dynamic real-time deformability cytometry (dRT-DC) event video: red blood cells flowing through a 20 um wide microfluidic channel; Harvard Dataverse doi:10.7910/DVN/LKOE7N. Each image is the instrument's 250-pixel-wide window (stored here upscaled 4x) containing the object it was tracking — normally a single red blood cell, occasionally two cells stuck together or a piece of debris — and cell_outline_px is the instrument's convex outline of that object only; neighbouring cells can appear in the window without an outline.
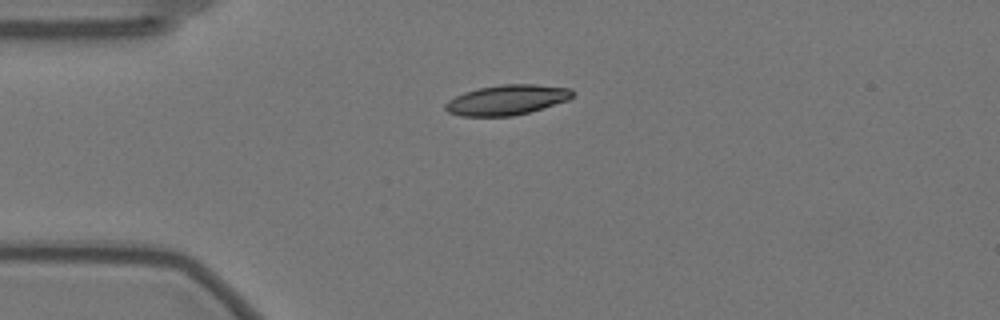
{"species": "Egyptian fruit bat (a non-hibernating species)", "species_latin": "Rousettus aegyptiacus", "temperature_condition": "warm", "stored_images_in_passage": 37, "camera_frame_rate_fps": 3000, "um_per_image_px": 0.085, "animal": {"sex": "female"}, "frame": {"image": 1, "passage_image": 1, "time_ms": 0.0, "image_size_px": [1000, 320], "cell_outline_px": [[572, 96], [568, 100], [528, 112], [512, 116], [460, 116], [448, 112], [444, 108], [444, 104], [448, 100], [464, 92], [480, 88], [504, 84], [536, 84], [572, 88]], "centroid_in_image_um": [43.06, 8.49], "position_along_channel_um": 41.9, "area_um2": 22.14}}
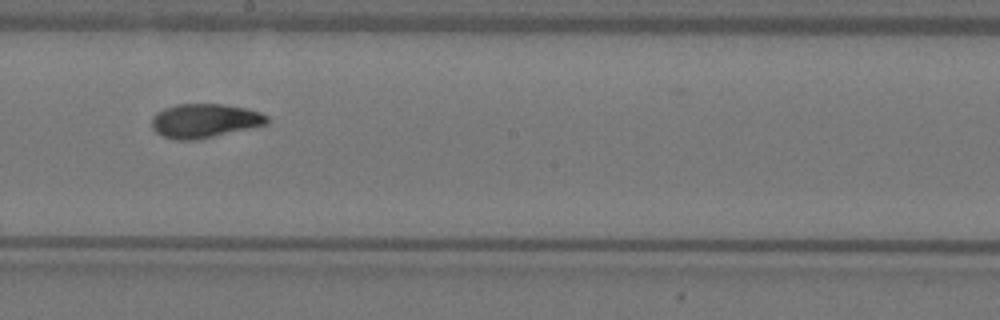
{"frame": {"image": 2, "passage_image": 19, "time_ms": 6.0, "image_size_px": [1000, 320], "cell_outline_px": [[268, 124], [196, 140], [176, 140], [164, 136], [156, 132], [152, 128], [152, 116], [156, 112], [164, 108], [176, 104], [220, 104], [244, 108], [260, 112], [268, 116]], "centroid_in_image_um": [17.37, 10.26], "position_along_channel_um": 230.8, "area_um2": 22.77}}
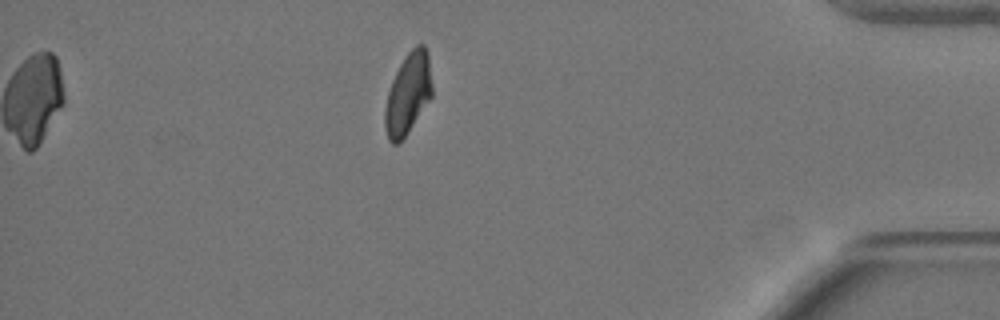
{"frame": {"image": 3, "passage_image": 37, "time_ms": 12.0, "image_size_px": [1000, 320], "cell_outline_px": [[432, 96], [408, 132], [396, 144], [392, 144], [388, 140], [384, 124], [384, 108], [388, 92], [392, 80], [400, 64], [408, 52], [416, 44], [424, 44], [428, 52], [432, 84]], "centroid_in_image_um": [34.68, 7.95], "position_along_channel_um": 400.5, "area_um2": 22.25}, "authors_computed_cell_mechanics": {"area_um2": 22.542, "velocity_mm_per_s": 3.518, "shape_relaxation_time_tau1_ms": 4.365, "shape_relaxation_time_tau2_ms": 3.1851, "deformation_change_tau1": 0.1718, "deformation_change_tau2": 0.0508}}